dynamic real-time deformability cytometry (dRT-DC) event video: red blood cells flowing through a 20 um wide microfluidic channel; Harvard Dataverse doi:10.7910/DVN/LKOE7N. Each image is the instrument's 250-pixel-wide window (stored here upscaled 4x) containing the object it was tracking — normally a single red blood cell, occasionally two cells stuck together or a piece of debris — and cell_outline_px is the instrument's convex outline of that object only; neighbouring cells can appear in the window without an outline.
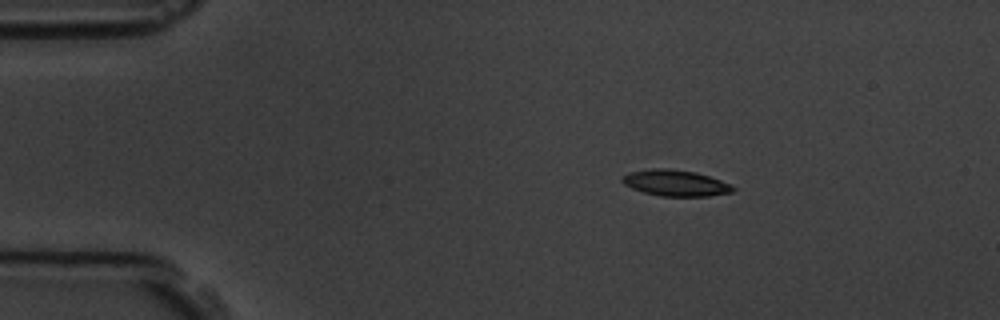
{"species": "common noctule bat (a hibernating species)", "species_latin": "Nyctalus noctula", "temperature_condition": "room temperature", "stored_images_in_passage": 3, "camera_frame_rate_fps": 3000, "um_per_image_px": 0.085, "animal": {"sex": "male", "body_mass_g": 19.5, "forearm_length_mm": 54.6}, "frame": {"image": 1, "passage_image": 1, "time_ms": 0.0, "image_size_px": [1000, 320], "cell_outline_px": [[736, 188], [732, 192], [708, 196], [660, 196], [644, 192], [632, 188], [624, 184], [620, 180], [620, 176], [628, 172], [652, 168], [668, 168], [696, 172], [732, 184]], "centroid_in_image_um": [57.39, 15.54], "position_along_channel_um": 27.6, "area_um2": 16.99}}